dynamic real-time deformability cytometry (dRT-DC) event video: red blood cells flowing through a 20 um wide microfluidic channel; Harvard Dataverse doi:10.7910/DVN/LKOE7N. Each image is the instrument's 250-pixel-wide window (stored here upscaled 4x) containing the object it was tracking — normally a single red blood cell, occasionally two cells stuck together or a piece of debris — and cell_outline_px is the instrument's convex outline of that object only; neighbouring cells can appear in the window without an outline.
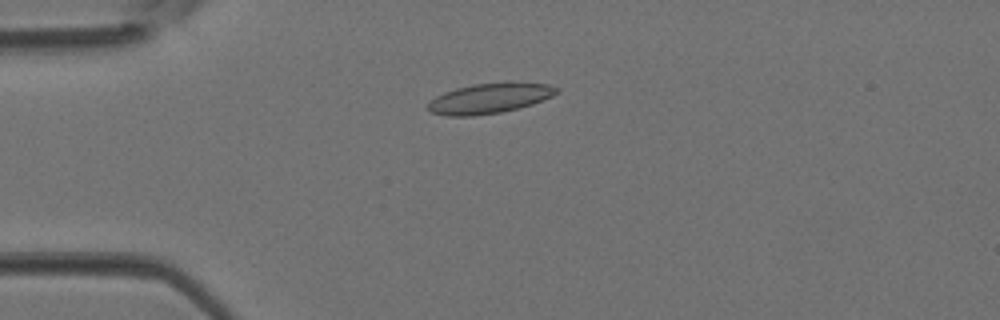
{"species": "Egyptian fruit bat (a non-hibernating species)", "species_latin": "Rousettus aegyptiacus", "temperature_condition": "room temperature", "stored_images_in_passage": 1, "camera_frame_rate_fps": 3000, "um_per_image_px": 0.085, "animal": {"sex": "female"}, "frame": {"image": 1, "passage_image": 1, "time_ms": 0.0, "image_size_px": [1000, 320], "cell_outline_px": [[560, 88], [552, 96], [532, 104], [500, 112], [472, 116], [448, 116], [432, 112], [424, 108], [436, 96], [444, 92], [456, 88], [472, 84], [508, 80], [512, 80], [548, 84]], "centroid_in_image_um": [41.62, 8.32], "position_along_channel_um": 43.4, "area_um2": 23.0}}